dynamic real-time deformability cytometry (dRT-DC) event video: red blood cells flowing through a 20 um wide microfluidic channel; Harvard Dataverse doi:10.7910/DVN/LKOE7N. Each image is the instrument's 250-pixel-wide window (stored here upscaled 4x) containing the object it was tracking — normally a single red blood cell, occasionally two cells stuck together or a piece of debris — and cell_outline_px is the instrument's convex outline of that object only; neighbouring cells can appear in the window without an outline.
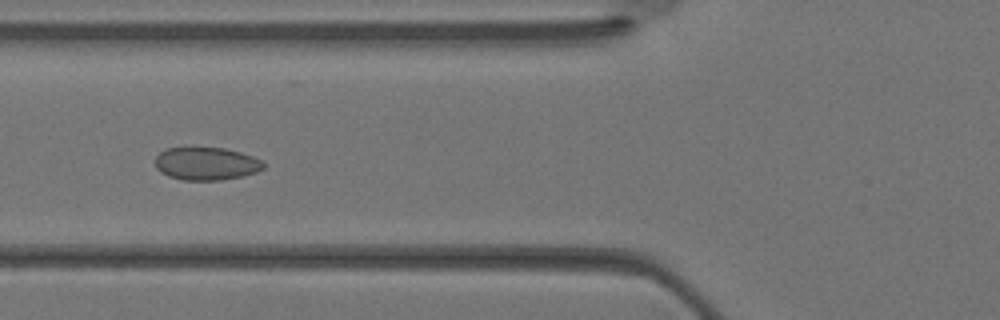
{"species": "Egyptian fruit bat (a non-hibernating species)", "species_latin": "Rousettus aegyptiacus", "temperature_condition": "warm", "stored_images_in_passage": 36, "camera_frame_rate_fps": 3000, "um_per_image_px": 0.085, "animal": {"sex": "female"}, "frame": {"image": 1, "passage_image": 14, "time_ms": 4.333, "image_size_px": [1000, 320], "cell_outline_px": [[264, 168], [256, 172], [240, 176], [220, 180], [180, 180], [168, 176], [160, 172], [156, 168], [156, 156], [164, 148], [184, 144], [224, 148], [240, 152], [264, 160]], "centroid_in_image_um": [17.47, 13.85], "position_along_channel_um": 108.3, "area_um2": 21.62}}
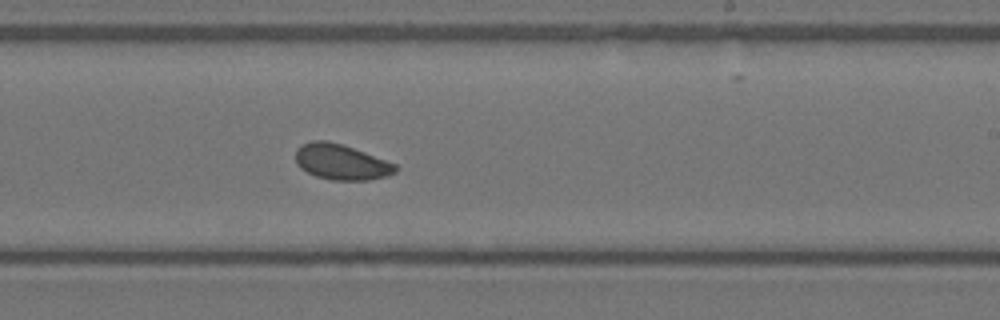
{"frame": {"image": 2, "passage_image": 22, "time_ms": 7.0, "image_size_px": [1000, 320], "cell_outline_px": [[396, 172], [388, 176], [368, 180], [332, 180], [316, 176], [300, 168], [296, 164], [296, 148], [300, 144], [312, 140], [324, 140], [344, 144], [396, 164]], "centroid_in_image_um": [28.98, 13.76], "position_along_channel_um": 260.0, "area_um2": 20.81}}
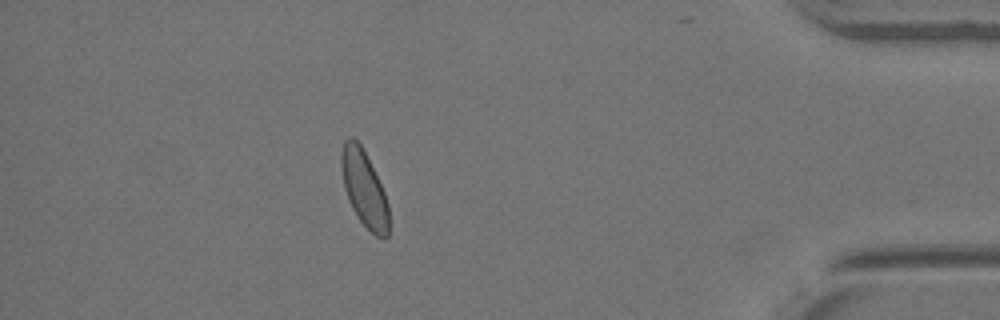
{"frame": {"image": 3, "passage_image": 32, "time_ms": 10.333, "image_size_px": [1000, 320], "cell_outline_px": [[388, 236], [384, 240], [376, 236], [360, 220], [352, 208], [348, 200], [344, 188], [340, 168], [340, 152], [344, 140], [348, 136], [352, 136], [360, 144], [384, 192], [388, 204]], "centroid_in_image_um": [30.91, 16.01], "position_along_channel_um": 404.3, "area_um2": 20.92}}